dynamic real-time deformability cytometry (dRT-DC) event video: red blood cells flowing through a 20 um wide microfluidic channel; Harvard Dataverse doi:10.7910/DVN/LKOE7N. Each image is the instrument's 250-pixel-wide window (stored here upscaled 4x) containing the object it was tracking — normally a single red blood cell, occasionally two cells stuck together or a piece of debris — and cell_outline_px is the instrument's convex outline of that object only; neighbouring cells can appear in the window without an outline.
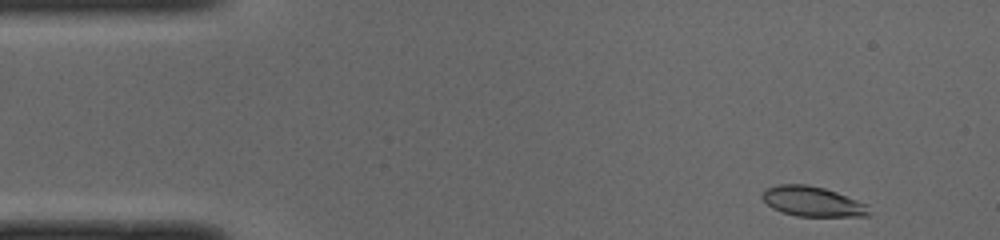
{"species": "common noctule bat (a hibernating species)", "species_latin": "Nyctalus noctula", "temperature_condition": "cold", "stored_images_in_passage": 37, "camera_frame_rate_fps": 3000, "um_per_image_px": 0.085, "animal": {"sex": "male", "body_mass_g": 19.0, "forearm_length_mm": 50.8}, "frame": {"image": 1, "passage_image": 1, "time_ms": 0.0, "image_size_px": [1000, 240], "cell_outline_px": [[868, 216], [796, 216], [780, 212], [772, 208], [760, 196], [768, 188], [776, 184], [808, 184], [824, 188], [836, 192], [868, 204]], "centroid_in_image_um": [69.04, 17.12], "position_along_channel_um": 16.0, "area_um2": 18.61}}
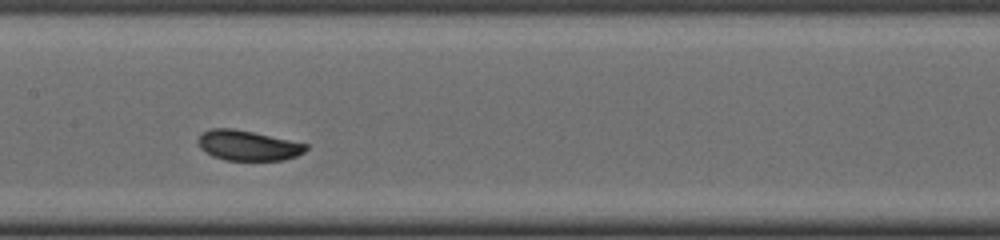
{"frame": {"image": 2, "passage_image": 21, "time_ms": 6.667, "image_size_px": [1000, 240], "cell_outline_px": [[308, 148], [304, 152], [296, 156], [284, 160], [224, 160], [212, 156], [200, 148], [196, 140], [200, 132], [212, 128], [232, 128], [252, 132], [308, 144]], "centroid_in_image_um": [21.02, 12.36], "position_along_channel_um": 186.4, "area_um2": 19.02}}
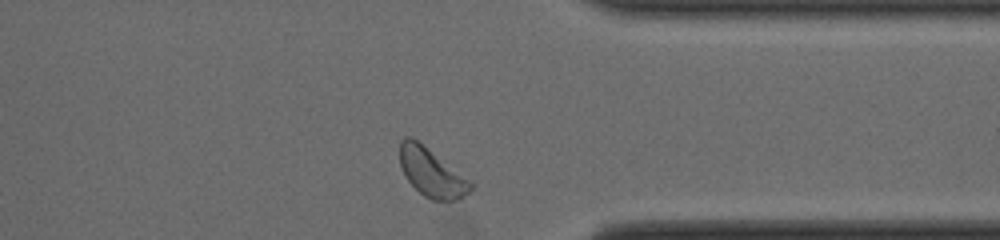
{"frame": {"image": 3, "passage_image": 36, "time_ms": 11.667, "image_size_px": [1000, 240], "cell_outline_px": [[476, 184], [468, 192], [456, 200], [432, 200], [424, 196], [408, 180], [400, 164], [400, 140], [404, 136], [412, 136]], "centroid_in_image_um": [36.69, 14.64], "position_along_channel_um": 374.7, "area_um2": 19.83}, "authors_computed_cell_mechanics": {"area_um2": 19.4208, "velocity_mm_per_s": 3.8925, "shape_relaxation_time_tau1_ms": 3.2069, "shape_relaxation_time_tau2_ms": 1.8222, "deformation_change_tau1": 0.1215, "deformation_change_tau2": 0.0509}}